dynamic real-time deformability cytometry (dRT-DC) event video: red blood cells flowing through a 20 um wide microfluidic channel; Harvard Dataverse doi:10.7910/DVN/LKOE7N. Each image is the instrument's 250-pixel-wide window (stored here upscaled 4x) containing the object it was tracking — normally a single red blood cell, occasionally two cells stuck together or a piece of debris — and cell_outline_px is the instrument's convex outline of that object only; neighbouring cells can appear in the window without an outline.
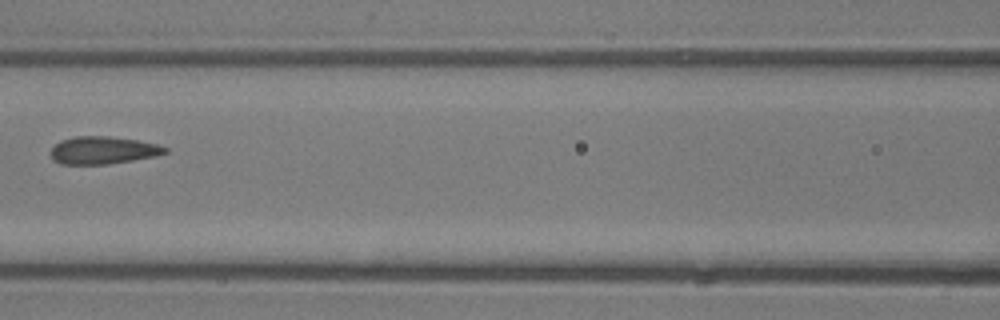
{"species": "common noctule bat (a hibernating species)", "species_latin": "Nyctalus noctula", "temperature_condition": "room temperature", "stored_images_in_passage": 5, "camera_frame_rate_fps": 3000, "um_per_image_px": 0.085, "animal": {"sex": "male", "body_mass_g": 13.3}, "frame": {"image": 1, "passage_image": 4, "time_ms": 3.667, "image_size_px": [1000, 320], "cell_outline_px": [[168, 152], [156, 156], [108, 164], [60, 164], [52, 160], [52, 148], [60, 140], [76, 136], [108, 136], [136, 140], [160, 144], [168, 148]], "centroid_in_image_um": [8.78, 12.77], "position_along_channel_um": 157.8, "area_um2": 18.38}}
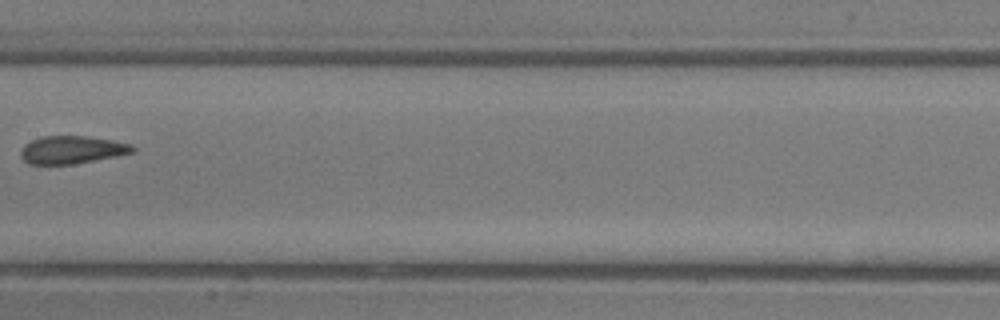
{"frame": {"image": 2, "passage_image": 5, "time_ms": 4.667, "image_size_px": [1000, 320], "cell_outline_px": [[136, 152], [116, 156], [72, 164], [28, 164], [20, 156], [20, 152], [24, 144], [40, 136], [88, 136], [112, 140], [132, 144], [136, 148]], "centroid_in_image_um": [6.12, 12.72], "position_along_channel_um": 201.3, "area_um2": 18.21}}